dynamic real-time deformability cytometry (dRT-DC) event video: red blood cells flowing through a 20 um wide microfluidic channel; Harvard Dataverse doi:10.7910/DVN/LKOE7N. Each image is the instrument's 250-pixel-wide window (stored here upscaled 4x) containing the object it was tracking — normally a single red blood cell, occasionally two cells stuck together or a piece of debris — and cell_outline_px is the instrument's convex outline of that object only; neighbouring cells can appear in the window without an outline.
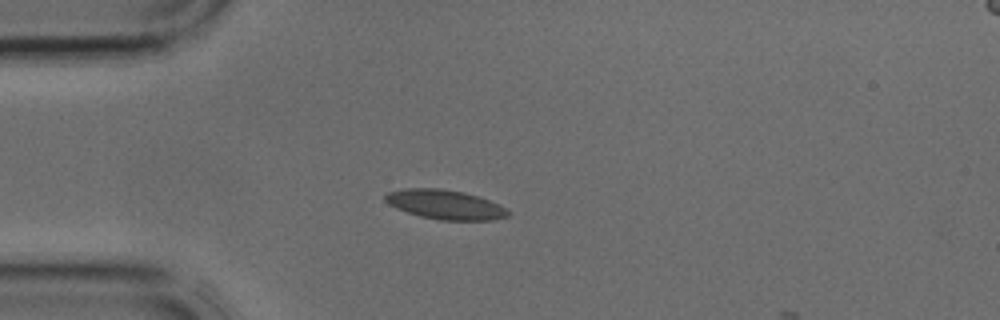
{"species": "common noctule bat (a hibernating species)", "species_latin": "Nyctalus noctula", "temperature_condition": "cold", "stored_images_in_passage": 3, "camera_frame_rate_fps": 3000, "um_per_image_px": 0.085, "animal": {"sex": "male", "body_mass_g": 17.9, "forearm_length_mm": 54.2}, "frame": {"image": 1, "passage_image": 3, "time_ms": 0.667, "image_size_px": [1000, 320], "cell_outline_px": [[512, 212], [508, 216], [492, 220], [440, 220], [420, 216], [396, 208], [388, 204], [384, 200], [384, 196], [388, 192], [404, 188], [440, 188], [464, 192], [500, 204]], "centroid_in_image_um": [37.84, 17.38], "position_along_channel_um": 47.2, "area_um2": 21.1}}